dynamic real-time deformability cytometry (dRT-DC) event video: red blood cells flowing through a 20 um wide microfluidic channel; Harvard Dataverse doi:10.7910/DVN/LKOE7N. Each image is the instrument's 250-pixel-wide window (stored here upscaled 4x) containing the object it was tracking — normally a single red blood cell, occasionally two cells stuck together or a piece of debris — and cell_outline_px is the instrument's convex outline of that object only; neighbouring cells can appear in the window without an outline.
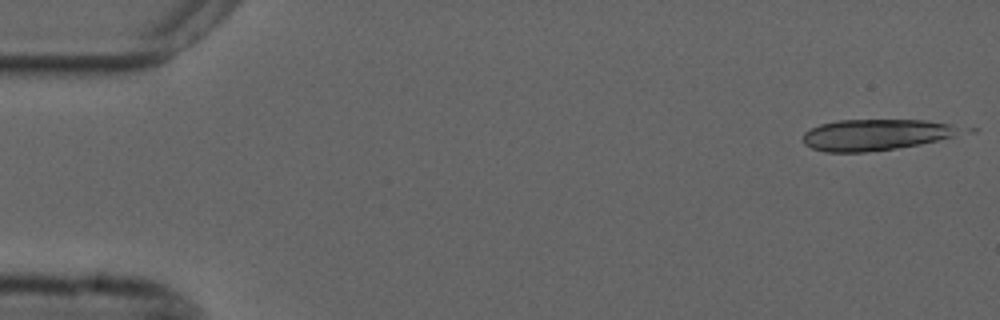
{"species": "common noctule bat (a hibernating species)", "species_latin": "Nyctalus noctula", "temperature_condition": "cold", "stored_images_in_passage": 6, "camera_frame_rate_fps": 3000, "um_per_image_px": 0.085, "animal": {"sex": "male", "forearm_length_mm": 52.5}, "frame": {"image": 1, "passage_image": 1, "time_ms": 0.0, "image_size_px": [1000, 320], "cell_outline_px": [[960, 132], [952, 136], [920, 144], [896, 148], [864, 152], [824, 152], [812, 148], [804, 144], [804, 132], [820, 124], [836, 120], [928, 120], [952, 124], [960, 128]], "centroid_in_image_um": [74.39, 11.45], "position_along_channel_um": 10.6, "area_um2": 28.38}}